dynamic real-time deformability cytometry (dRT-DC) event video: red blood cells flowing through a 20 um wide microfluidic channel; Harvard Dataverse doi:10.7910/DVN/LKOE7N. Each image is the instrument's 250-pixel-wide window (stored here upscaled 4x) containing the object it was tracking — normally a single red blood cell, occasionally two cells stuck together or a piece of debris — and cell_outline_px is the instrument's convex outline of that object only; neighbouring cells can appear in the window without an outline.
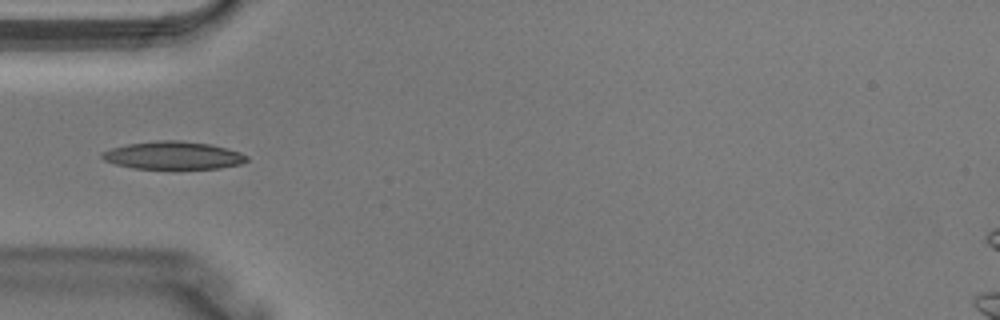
{"species": "Egyptian fruit bat (a non-hibernating species)", "species_latin": "Rousettus aegyptiacus", "temperature_condition": "warm", "stored_images_in_passage": 28, "camera_frame_rate_fps": 3000, "um_per_image_px": 0.085, "animal": {"sex": "male"}, "frame": {"image": 1, "passage_image": 1, "time_ms": 0.0, "image_size_px": [1000, 320], "cell_outline_px": [[248, 160], [240, 164], [220, 168], [132, 168], [116, 164], [104, 160], [100, 156], [100, 152], [112, 148], [128, 144], [160, 140], [180, 140], [208, 144], [228, 148], [240, 152], [248, 156]], "centroid_in_image_um": [14.72, 13.2], "position_along_channel_um": 70.3, "area_um2": 23.29}}
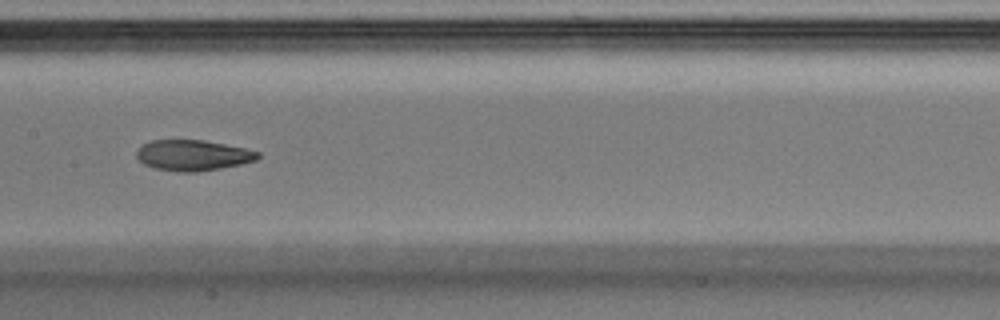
{"frame": {"image": 2, "passage_image": 8, "time_ms": 2.333, "image_size_px": [1000, 320], "cell_outline_px": [[260, 156], [256, 160], [240, 164], [220, 168], [196, 172], [176, 172], [156, 168], [144, 164], [136, 156], [136, 152], [144, 144], [152, 140], [204, 140], [244, 148], [260, 152]], "centroid_in_image_um": [16.4, 13.2], "position_along_channel_um": 191.0, "area_um2": 21.5}}
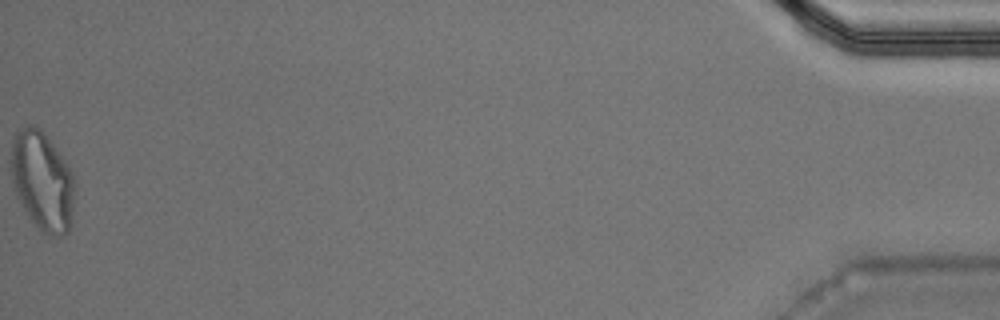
{"frame": {"image": 3, "passage_image": 28, "time_ms": 9.0, "image_size_px": [1000, 320], "cell_outline_px": [[72, 224], [68, 232], [64, 236], [52, 236], [44, 232], [32, 220], [16, 196], [12, 180], [12, 140], [16, 128], [28, 124], [36, 124], [44, 132], [68, 164], [72, 172]], "centroid_in_image_um": [3.58, 15.33], "position_along_channel_um": 431.6, "area_um2": 36.53}}